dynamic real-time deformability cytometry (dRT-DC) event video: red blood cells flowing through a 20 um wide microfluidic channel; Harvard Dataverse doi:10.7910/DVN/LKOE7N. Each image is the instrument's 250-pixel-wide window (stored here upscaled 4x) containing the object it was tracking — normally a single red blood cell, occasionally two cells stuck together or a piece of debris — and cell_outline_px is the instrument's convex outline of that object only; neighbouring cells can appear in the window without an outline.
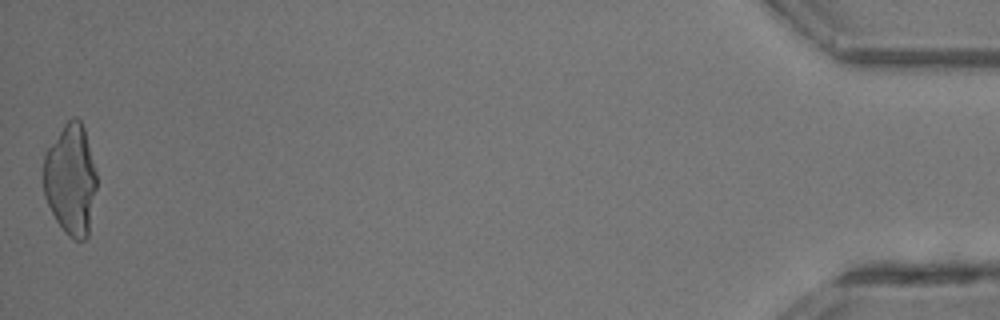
{"species": "common noctule bat (a hibernating species)", "species_latin": "Nyctalus noctula", "temperature_condition": "room temperature", "stored_images_in_passage": 26, "camera_frame_rate_fps": 3000, "um_per_image_px": 0.085, "animal": {"sex": "male", "body_mass_g": 13.3}, "frame": {"image": 1, "passage_image": 26, "time_ms": 8.333, "image_size_px": [1000, 320], "cell_outline_px": [[96, 188], [88, 236], [84, 240], [72, 240], [64, 232], [56, 220], [44, 196], [44, 152], [64, 124], [72, 116], [76, 116], [80, 120], [84, 128], [96, 172]], "centroid_in_image_um": [6.0, 15.26], "position_along_channel_um": 429.2, "area_um2": 34.45}}